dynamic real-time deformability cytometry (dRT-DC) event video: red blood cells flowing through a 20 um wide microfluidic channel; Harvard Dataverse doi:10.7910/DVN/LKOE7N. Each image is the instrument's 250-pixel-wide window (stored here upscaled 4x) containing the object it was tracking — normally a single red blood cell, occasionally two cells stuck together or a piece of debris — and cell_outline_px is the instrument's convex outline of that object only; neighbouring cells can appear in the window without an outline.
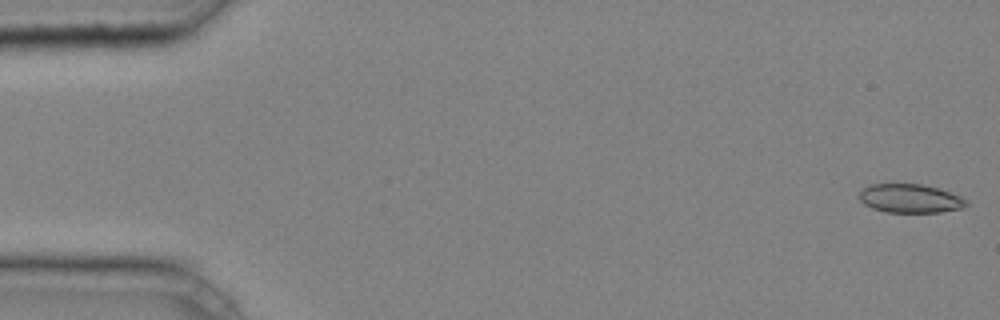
{"species": "common noctule bat (a hibernating species)", "species_latin": "Nyctalus noctula", "temperature_condition": "cold", "stored_images_in_passage": 45, "camera_frame_rate_fps": 3000, "um_per_image_px": 0.085, "animal": {"sex": "male", "body_mass_g": 20.4}, "frame": {"image": 1, "passage_image": 1, "time_ms": 0.0, "image_size_px": [1000, 320], "cell_outline_px": [[968, 204], [964, 208], [940, 212], [888, 212], [872, 208], [864, 204], [860, 200], [860, 192], [864, 188], [872, 184], [920, 184], [936, 188], [960, 196], [968, 200]], "centroid_in_image_um": [77.38, 16.88], "position_along_channel_um": 7.6, "area_um2": 17.74}}
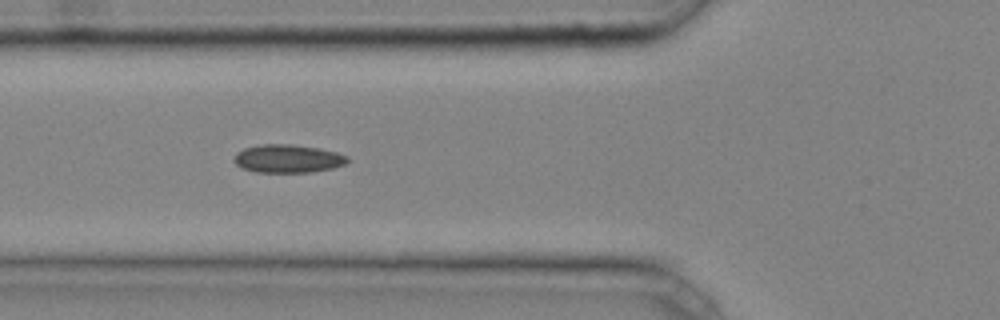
{"frame": {"image": 2, "passage_image": 17, "time_ms": 5.333, "image_size_px": [1000, 320], "cell_outline_px": [[348, 160], [344, 164], [332, 168], [312, 172], [256, 172], [240, 168], [232, 160], [236, 152], [244, 148], [260, 144], [292, 144], [316, 148], [336, 152], [348, 156]], "centroid_in_image_um": [24.41, 13.48], "position_along_channel_um": 101.4, "area_um2": 18.67}}
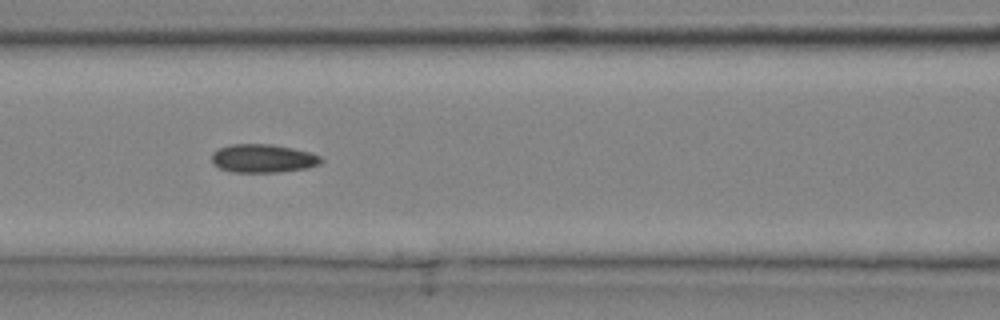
{"frame": {"image": 3, "passage_image": 20, "time_ms": 6.333, "image_size_px": [1000, 320], "cell_outline_px": [[324, 160], [320, 164], [308, 168], [280, 172], [232, 172], [220, 168], [212, 164], [212, 152], [220, 148], [232, 144], [272, 144], [292, 148], [308, 152], [320, 156]], "centroid_in_image_um": [22.36, 13.47], "position_along_channel_um": 144.2, "area_um2": 18.15}, "authors_computed_cell_mechanics": {"area_um2": 17.918, "velocity_mm_per_s": 4.2673, "shape_relaxation_time_tau1_ms": null, "shape_relaxation_time_tau2_ms": 10.9462, "deformation_change_tau1": null, "deformation_change_tau2": 0.1615}}